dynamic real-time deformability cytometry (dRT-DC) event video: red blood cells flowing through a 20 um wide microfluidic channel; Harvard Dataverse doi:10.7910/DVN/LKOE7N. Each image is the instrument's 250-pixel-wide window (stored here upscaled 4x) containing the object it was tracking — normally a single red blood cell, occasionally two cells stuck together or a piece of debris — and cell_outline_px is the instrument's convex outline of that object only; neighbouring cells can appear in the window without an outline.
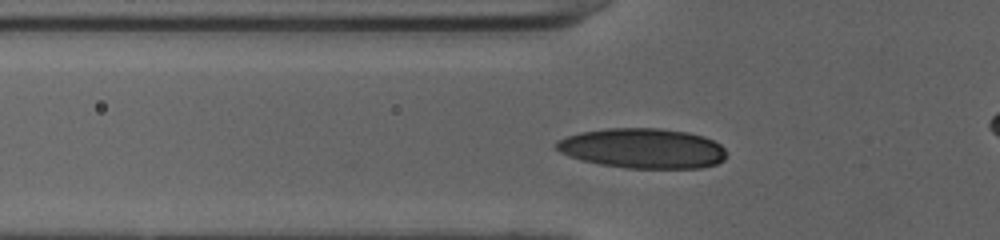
{"species": "human", "species_latin": "Homo sapiens", "temperature_condition": "cold", "stored_images_in_passage": 41, "camera_frame_rate_fps": 3000, "um_per_image_px": 0.085, "donor": {"sex": "female"}, "frame": {"image": 1, "passage_image": 12, "time_ms": 3.667, "image_size_px": [1000, 240], "cell_outline_px": [[724, 160], [716, 164], [700, 168], [624, 168], [600, 164], [580, 160], [568, 156], [560, 152], [556, 148], [556, 140], [580, 132], [608, 128], [660, 128], [688, 132], [704, 136], [720, 144], [724, 148]], "centroid_in_image_um": [54.61, 12.61], "position_along_channel_um": 71.2, "area_um2": 39.77}}
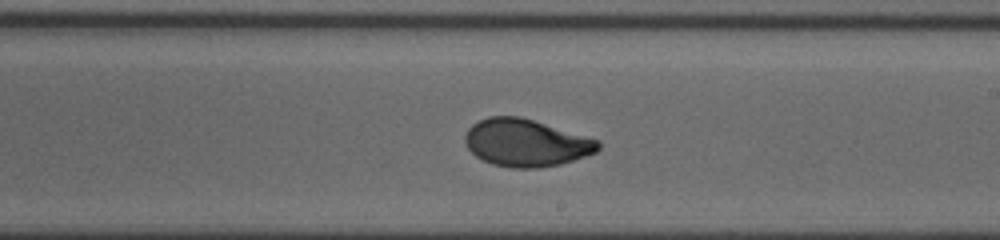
{"frame": {"image": 2, "passage_image": 25, "time_ms": 8.0, "image_size_px": [1000, 240], "cell_outline_px": [[600, 148], [596, 152], [560, 164], [540, 168], [512, 168], [492, 164], [476, 156], [468, 148], [464, 140], [464, 136], [468, 128], [472, 124], [488, 116], [520, 116], [600, 140]], "centroid_in_image_um": [44.7, 12.13], "position_along_channel_um": 244.3, "area_um2": 36.7}}
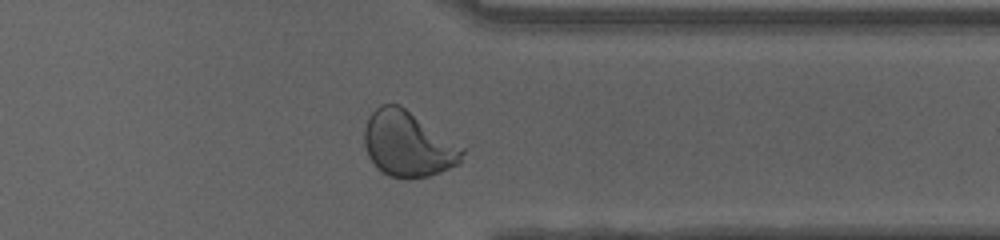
{"frame": {"image": 3, "passage_image": 35, "time_ms": 11.333, "image_size_px": [1000, 240], "cell_outline_px": [[464, 152], [460, 164], [440, 172], [428, 176], [408, 180], [404, 180], [388, 176], [380, 172], [376, 168], [368, 156], [364, 144], [364, 128], [368, 116], [380, 104], [400, 104], [464, 148]], "centroid_in_image_um": [34.65, 12.27], "position_along_channel_um": 376.8, "area_um2": 37.74}}